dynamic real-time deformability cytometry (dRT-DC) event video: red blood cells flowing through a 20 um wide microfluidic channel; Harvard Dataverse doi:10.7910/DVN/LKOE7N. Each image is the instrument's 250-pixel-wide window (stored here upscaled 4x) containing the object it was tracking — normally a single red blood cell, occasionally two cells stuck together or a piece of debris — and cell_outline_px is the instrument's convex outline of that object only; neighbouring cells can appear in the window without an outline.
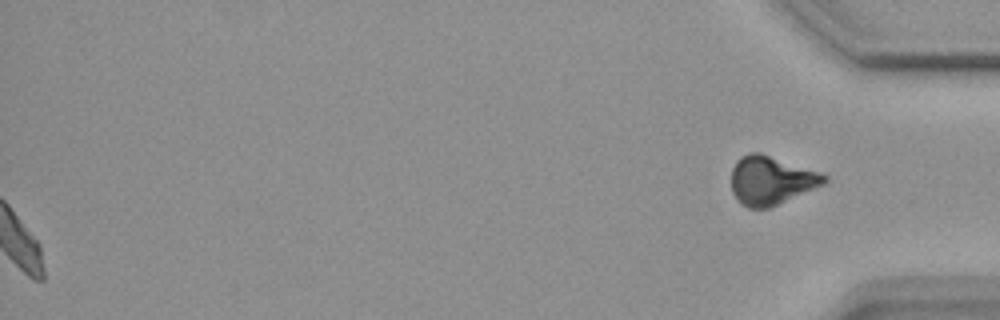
{"species": "common noctule bat (a hibernating species)", "species_latin": "Nyctalus noctula", "temperature_condition": "warm", "stored_images_in_passage": 42, "segment_of_instrument_passage": [2, 2], "camera_frame_rate_fps": 3000, "um_per_image_px": 0.085, "animal": {"sex": "female", "body_mass_g": 18.4}, "frame": {"image": 1, "passage_image": 42, "time_ms": 13.667, "image_size_px": [1000, 320], "cell_outline_px": [[828, 180], [824, 184], [768, 208], [748, 208], [740, 204], [736, 200], [732, 192], [732, 168], [736, 160], [740, 156], [748, 152], [760, 152], [820, 172], [828, 176]], "centroid_in_image_um": [65.51, 15.32], "position_along_channel_um": 369.7, "area_um2": 26.36}}